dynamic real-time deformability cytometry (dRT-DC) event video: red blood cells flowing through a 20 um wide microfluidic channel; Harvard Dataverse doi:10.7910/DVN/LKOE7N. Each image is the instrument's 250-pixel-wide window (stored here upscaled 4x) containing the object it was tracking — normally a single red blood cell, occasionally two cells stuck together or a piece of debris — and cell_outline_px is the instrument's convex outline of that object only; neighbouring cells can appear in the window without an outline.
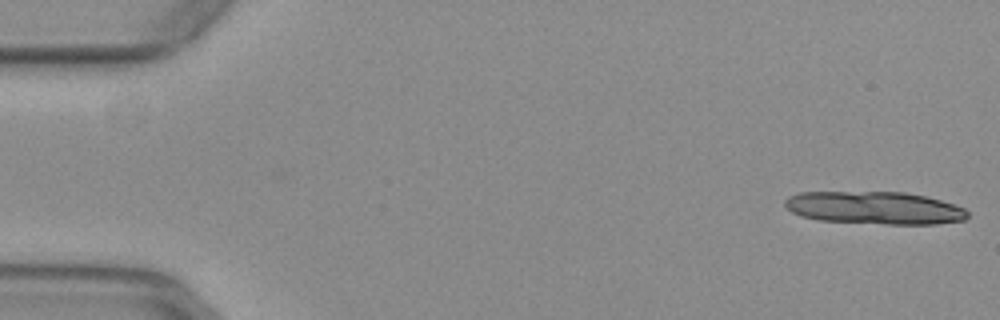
{"species": "common noctule bat (a hibernating species)", "species_latin": "Nyctalus noctula", "temperature_condition": "warm", "stored_images_in_passage": 12, "camera_frame_rate_fps": 3000, "um_per_image_px": 0.085, "animal": {"sex": "female", "body_mass_g": 29.2, "forearm_length_mm": 56.3}, "frame": {"image": 1, "passage_image": 1, "time_ms": 0.0, "image_size_px": [1000, 320], "cell_outline_px": [[968, 216], [964, 220], [936, 224], [888, 224], [820, 220], [800, 216], [792, 212], [784, 204], [784, 200], [788, 196], [800, 192], [904, 192], [924, 196], [940, 200], [964, 208], [968, 212]], "centroid_in_image_um": [74.32, 17.67], "position_along_channel_um": 10.7, "area_um2": 34.68}}